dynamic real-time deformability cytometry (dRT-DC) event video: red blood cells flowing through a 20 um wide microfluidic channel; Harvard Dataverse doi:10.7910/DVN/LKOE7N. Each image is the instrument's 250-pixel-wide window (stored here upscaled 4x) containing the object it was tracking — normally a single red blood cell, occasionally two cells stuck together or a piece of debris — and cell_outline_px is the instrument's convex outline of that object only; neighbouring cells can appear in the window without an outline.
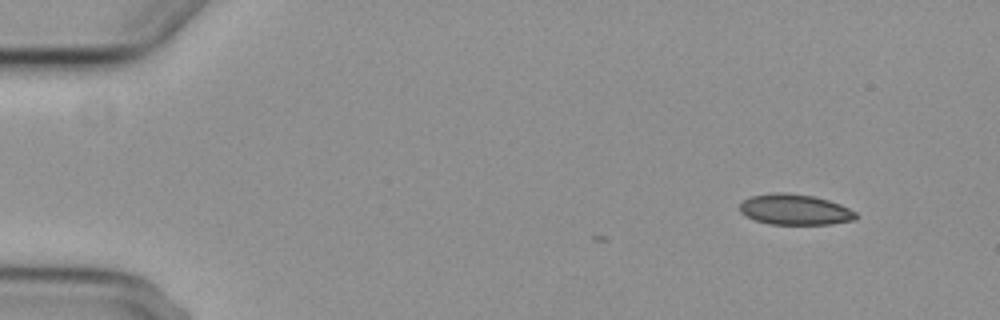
{"species": "common noctule bat (a hibernating species)", "species_latin": "Nyctalus noctula", "temperature_condition": "cold", "stored_images_in_passage": 4, "camera_frame_rate_fps": 3000, "um_per_image_px": 0.085, "animal": {"sex": "female", "body_mass_g": 29.2, "forearm_length_mm": 56.3}, "frame": {"image": 1, "passage_image": 1, "time_ms": 0.0, "image_size_px": [1000, 320], "cell_outline_px": [[856, 220], [832, 224], [768, 224], [756, 220], [740, 212], [740, 204], [744, 200], [752, 196], [784, 192], [816, 196], [840, 204], [856, 212]], "centroid_in_image_um": [67.6, 17.82], "position_along_channel_um": 17.4, "area_um2": 20.58}}
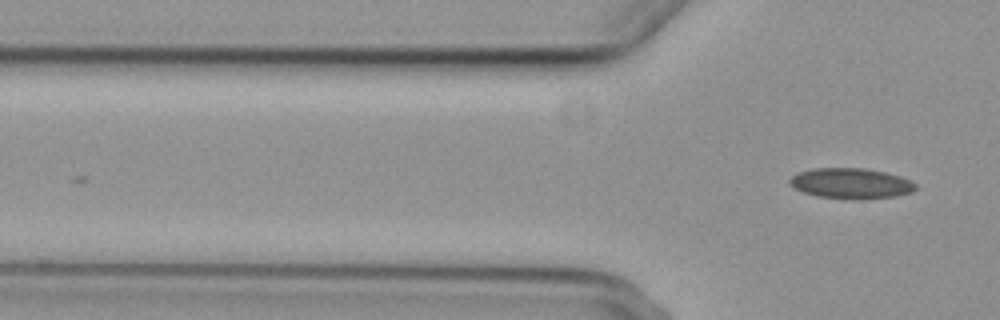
{"frame": {"image": 2, "passage_image": 4, "time_ms": 3.667, "image_size_px": [1000, 320], "cell_outline_px": [[916, 188], [912, 192], [896, 196], [860, 200], [852, 200], [816, 196], [804, 192], [788, 184], [788, 180], [792, 176], [800, 172], [812, 168], [864, 168], [884, 172], [900, 176], [916, 184]], "centroid_in_image_um": [72.32, 15.6], "position_along_channel_um": 53.5, "area_um2": 22.48}}